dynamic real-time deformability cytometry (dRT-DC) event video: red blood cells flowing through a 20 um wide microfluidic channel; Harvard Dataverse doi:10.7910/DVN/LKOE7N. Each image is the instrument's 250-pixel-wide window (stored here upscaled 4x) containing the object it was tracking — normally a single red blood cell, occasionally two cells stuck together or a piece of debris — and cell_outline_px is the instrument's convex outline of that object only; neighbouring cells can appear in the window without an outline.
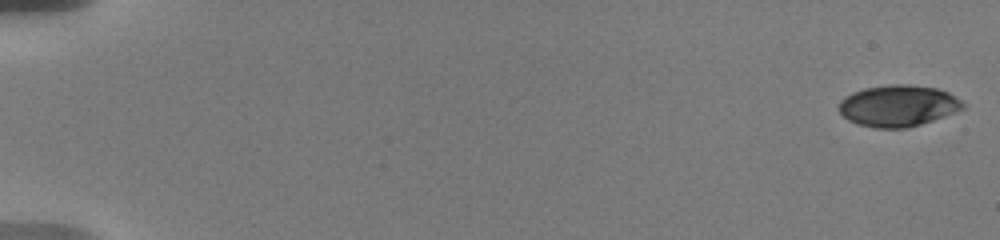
{"species": "human", "species_latin": "Homo sapiens", "temperature_condition": "warm", "stored_images_in_passage": 30, "camera_frame_rate_fps": 3000, "um_per_image_px": 0.085, "donor": {"sex": "male"}, "frame": {"image": 1, "passage_image": 1, "time_ms": 0.0, "image_size_px": [1000, 240], "cell_outline_px": [[964, 108], [944, 116], [920, 124], [904, 128], [876, 128], [860, 124], [848, 120], [840, 112], [840, 100], [844, 96], [852, 92], [864, 88], [888, 84], [908, 84], [936, 88], [948, 92], [960, 100], [964, 104]], "centroid_in_image_um": [76.32, 8.97], "position_along_channel_um": 8.7, "area_um2": 29.71}}
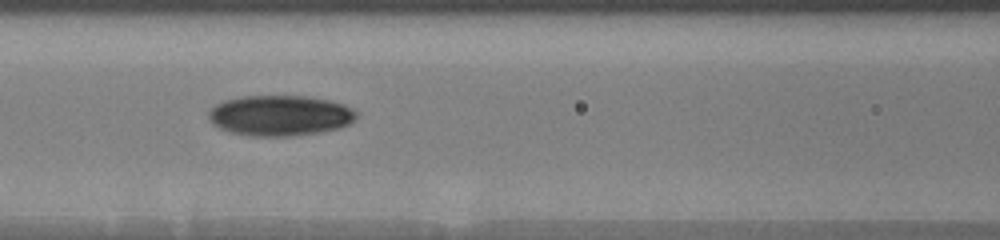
{"frame": {"image": 2, "passage_image": 17, "time_ms": 8.667, "image_size_px": [1000, 240], "cell_outline_px": [[356, 116], [348, 124], [336, 128], [316, 132], [288, 136], [252, 136], [232, 132], [220, 128], [212, 124], [208, 116], [208, 112], [216, 104], [224, 100], [240, 96], [308, 96], [328, 100], [344, 104], [352, 108], [356, 112]], "centroid_in_image_um": [23.76, 9.8], "position_along_channel_um": 142.8, "area_um2": 34.62}}
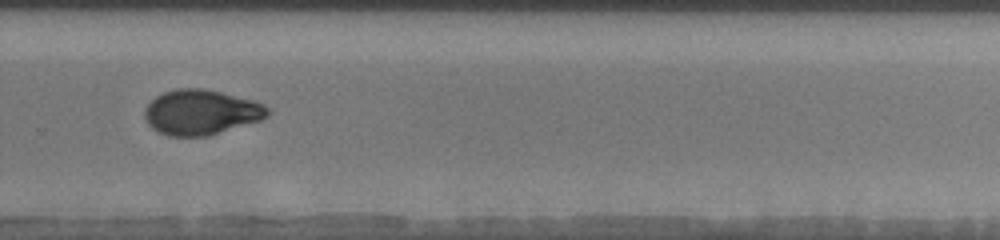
{"frame": {"image": 3, "passage_image": 24, "time_ms": 13.333, "image_size_px": [1000, 240], "cell_outline_px": [[272, 112], [268, 116], [260, 120], [208, 136], [168, 136], [156, 132], [148, 124], [144, 116], [144, 112], [148, 104], [156, 96], [164, 92], [176, 88], [204, 88], [256, 100], [264, 104]], "centroid_in_image_um": [17.1, 9.54], "position_along_channel_um": 312.7, "area_um2": 32.6}, "authors_computed_cell_mechanics": {"area_um2": 31.5588, "velocity_mm_per_s": 3.6517, "shape_relaxation_time_tau1_ms": 7.7529, "shape_relaxation_time_tau2_ms": 3.0278, "deformation_change_tau1": 0.2081, "deformation_change_tau2": 0.0658}}